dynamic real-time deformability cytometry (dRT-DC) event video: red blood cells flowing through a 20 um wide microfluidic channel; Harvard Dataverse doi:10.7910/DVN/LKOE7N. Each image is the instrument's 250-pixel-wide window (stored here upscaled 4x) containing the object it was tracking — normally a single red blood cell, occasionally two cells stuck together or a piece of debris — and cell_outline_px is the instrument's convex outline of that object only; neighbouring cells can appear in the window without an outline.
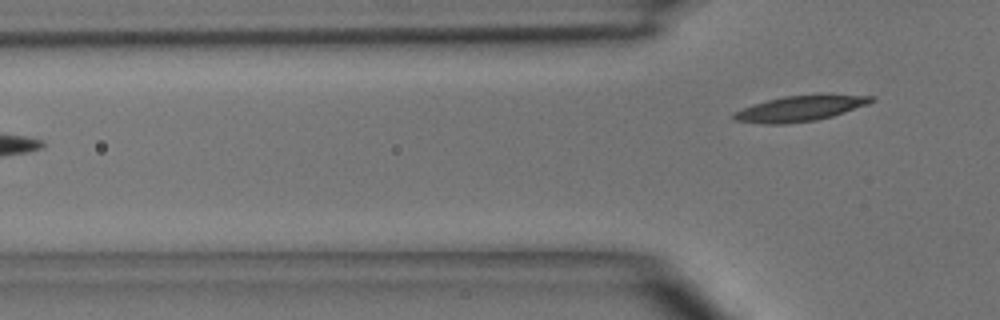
{"species": "common noctule bat (a hibernating species)", "species_latin": "Nyctalus noctula", "temperature_condition": "room temperature", "stored_images_in_passage": 5, "camera_frame_rate_fps": 3000, "um_per_image_px": 0.085, "animal": {"sex": "male", "body_mass_g": 15.6}, "frame": {"image": 1, "passage_image": 5, "time_ms": 5.667, "image_size_px": [1000, 320], "cell_outline_px": [[876, 100], [868, 104], [832, 116], [816, 120], [784, 124], [768, 124], [732, 120], [732, 112], [752, 104], [784, 96], [876, 96]], "centroid_in_image_um": [67.91, 9.25], "position_along_channel_um": 57.9, "area_um2": 19.88}}